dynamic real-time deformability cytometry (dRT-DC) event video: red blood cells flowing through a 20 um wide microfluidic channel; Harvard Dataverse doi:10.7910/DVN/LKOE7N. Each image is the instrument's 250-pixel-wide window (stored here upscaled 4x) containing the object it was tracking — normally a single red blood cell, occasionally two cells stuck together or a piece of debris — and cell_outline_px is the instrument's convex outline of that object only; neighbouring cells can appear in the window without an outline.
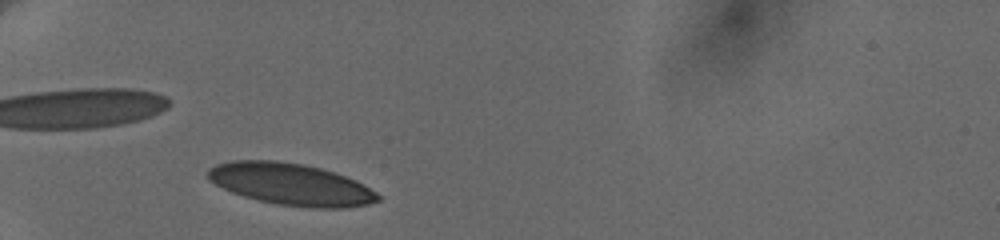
{"species": "human", "species_latin": "Homo sapiens", "temperature_condition": "cold", "stored_images_in_passage": 4, "camera_frame_rate_fps": 3000, "um_per_image_px": 0.085, "donor": {"sex": "female"}, "frame": {"image": 1, "passage_image": 1, "time_ms": 0.0, "image_size_px": [1000, 240], "cell_outline_px": [[380, 200], [368, 204], [344, 208], [312, 208], [276, 204], [256, 200], [232, 192], [208, 180], [208, 168], [216, 164], [232, 160], [276, 160], [304, 164], [336, 172], [356, 180], [364, 184], [376, 192], [380, 196]], "centroid_in_image_um": [24.73, 15.66], "position_along_channel_um": 60.3, "area_um2": 41.67}}
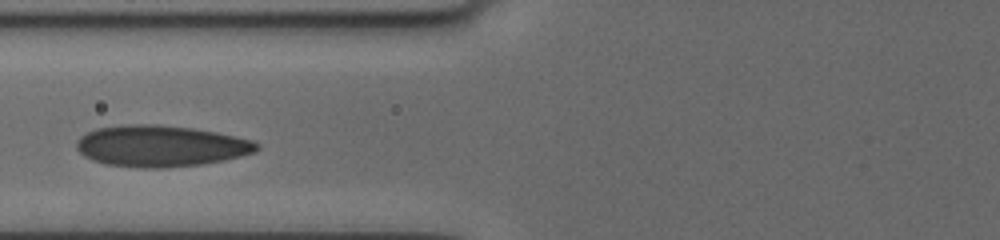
{"frame": {"image": 2, "passage_image": 3, "time_ms": 2.0, "image_size_px": [1000, 240], "cell_outline_px": [[260, 148], [256, 152], [224, 160], [200, 164], [164, 168], [136, 168], [104, 164], [92, 160], [84, 156], [76, 148], [76, 140], [80, 136], [96, 128], [132, 124], [156, 124], [192, 128], [216, 132], [252, 140], [260, 144]], "centroid_in_image_um": [13.64, 12.42], "position_along_channel_um": 112.2, "area_um2": 43.58}}